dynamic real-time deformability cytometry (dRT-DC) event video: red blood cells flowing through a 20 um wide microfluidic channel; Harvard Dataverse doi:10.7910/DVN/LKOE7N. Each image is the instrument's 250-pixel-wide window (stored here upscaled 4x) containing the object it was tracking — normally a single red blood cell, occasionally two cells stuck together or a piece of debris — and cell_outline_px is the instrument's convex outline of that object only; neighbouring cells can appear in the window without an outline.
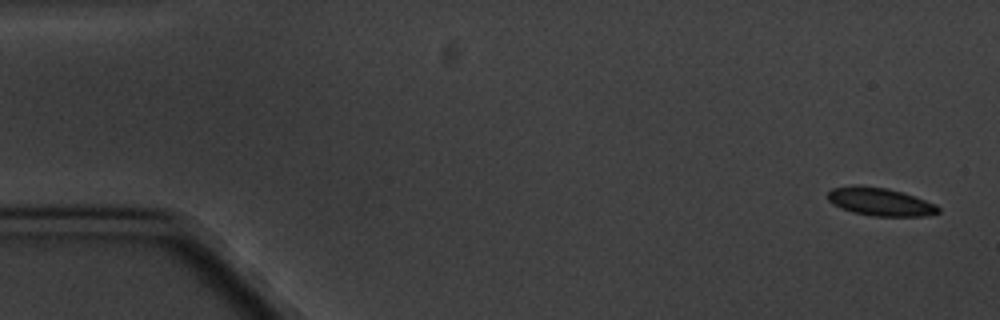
{"species": "common noctule bat (a hibernating species)", "species_latin": "Nyctalus noctula", "temperature_condition": "cold", "stored_images_in_passage": 5, "camera_frame_rate_fps": 3000, "um_per_image_px": 0.085, "animal": {"sex": "male", "body_mass_g": 20.1, "forearm_length_mm": 53.5}, "frame": {"image": 1, "passage_image": 1, "time_ms": 0.0, "image_size_px": [1000, 320], "cell_outline_px": [[940, 212], [924, 216], [872, 216], [852, 212], [832, 204], [828, 200], [828, 192], [832, 188], [856, 184], [888, 188], [936, 204], [940, 208]], "centroid_in_image_um": [74.78, 17.14], "position_along_channel_um": 10.2, "area_um2": 18.03}}
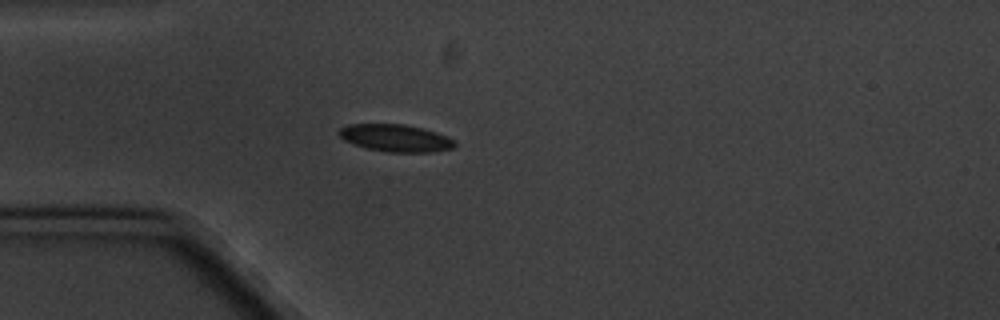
{"frame": {"image": 2, "passage_image": 5, "time_ms": 4.667, "image_size_px": [1000, 320], "cell_outline_px": [[456, 144], [452, 148], [432, 152], [384, 152], [364, 148], [344, 140], [336, 132], [340, 128], [348, 124], [404, 124], [436, 132], [448, 136], [456, 140]], "centroid_in_image_um": [33.61, 11.74], "position_along_channel_um": 51.4, "area_um2": 18.55}}